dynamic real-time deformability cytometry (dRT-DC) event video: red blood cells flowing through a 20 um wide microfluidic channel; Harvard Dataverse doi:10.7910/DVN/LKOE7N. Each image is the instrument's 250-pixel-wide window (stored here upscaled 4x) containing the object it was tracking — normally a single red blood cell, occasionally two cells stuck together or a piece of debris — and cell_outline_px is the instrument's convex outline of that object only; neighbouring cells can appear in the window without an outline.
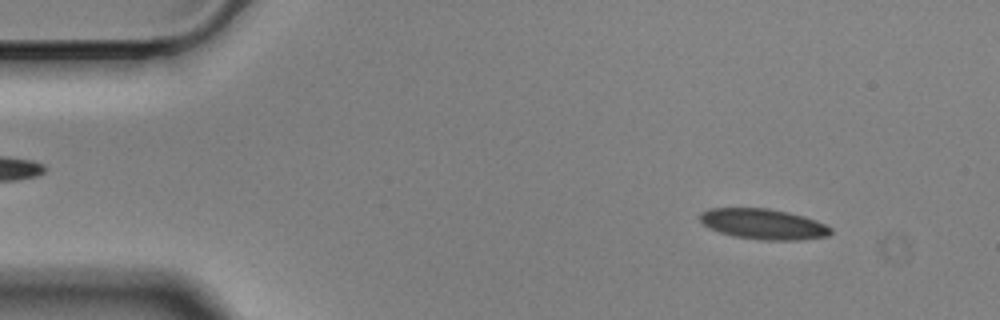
{"species": "Egyptian fruit bat (a non-hibernating species)", "species_latin": "Rousettus aegyptiacus", "temperature_condition": "cold", "stored_images_in_passage": 53, "camera_frame_rate_fps": 3000, "um_per_image_px": 0.085, "animal": {"sex": "male"}, "frame": {"image": 1, "passage_image": 3, "time_ms": 0.667, "image_size_px": [1000, 320], "cell_outline_px": [[832, 232], [828, 236], [800, 240], [764, 240], [736, 236], [720, 232], [708, 228], [700, 220], [700, 212], [712, 208], [768, 208], [788, 212], [804, 216], [816, 220], [832, 228]], "centroid_in_image_um": [64.9, 19.04], "position_along_channel_um": 20.1, "area_um2": 23.18}}
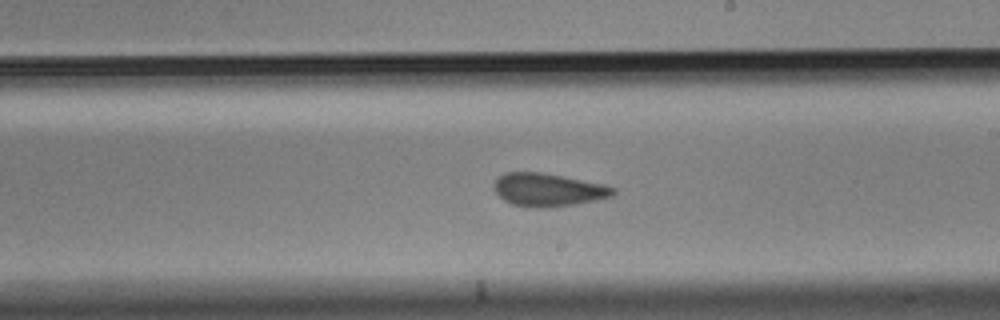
{"frame": {"image": 2, "passage_image": 29, "time_ms": 9.333, "image_size_px": [1000, 320], "cell_outline_px": [[616, 192], [612, 196], [596, 200], [576, 204], [552, 208], [532, 208], [512, 204], [504, 200], [492, 188], [492, 184], [504, 172], [544, 172], [604, 184], [616, 188]], "centroid_in_image_um": [46.59, 16.14], "position_along_channel_um": 242.4, "area_um2": 23.29}}
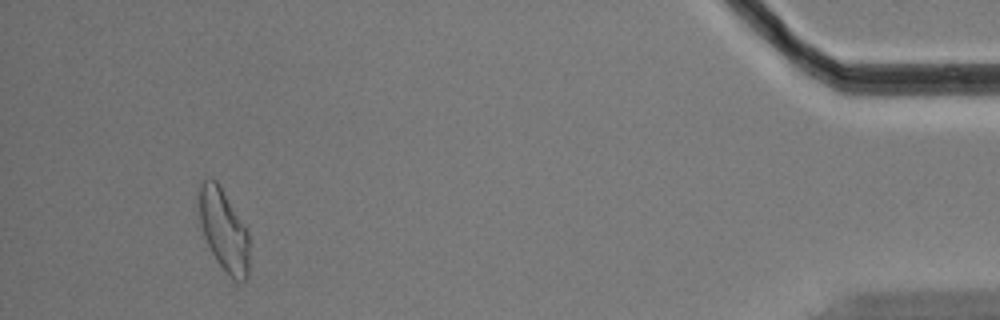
{"frame": {"image": 3, "passage_image": 50, "time_ms": 16.333, "image_size_px": [1000, 320], "cell_outline_px": [[248, 280], [236, 280], [216, 260], [204, 236], [200, 224], [200, 180], [204, 176], [212, 176], [220, 184], [248, 232]], "centroid_in_image_um": [19.0, 19.47], "position_along_channel_um": 416.2, "area_um2": 23.64}, "authors_computed_cell_mechanics": {"area_um2": 23.0044, "velocity_mm_per_s": 3.4834, "shape_relaxation_time_tau1_ms": 4.8539, "shape_relaxation_time_tau2_ms": 1.6115, "deformation_change_tau1": 0.1176, "deformation_change_tau2": 0.0739}}